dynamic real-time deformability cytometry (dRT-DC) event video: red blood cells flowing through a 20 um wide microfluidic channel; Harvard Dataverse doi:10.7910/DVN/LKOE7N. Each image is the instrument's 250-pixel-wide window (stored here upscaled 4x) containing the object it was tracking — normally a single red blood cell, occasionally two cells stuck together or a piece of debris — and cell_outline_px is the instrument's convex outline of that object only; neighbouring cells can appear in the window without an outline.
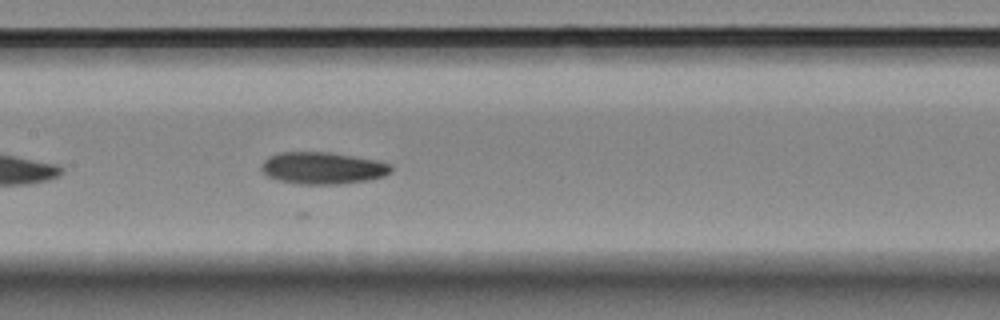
{"species": "Egyptian fruit bat (a non-hibernating species)", "species_latin": "Rousettus aegyptiacus", "temperature_condition": "room temperature", "stored_images_in_passage": 20, "camera_frame_rate_fps": 3000, "um_per_image_px": 0.085, "animal": {"sex": "female"}, "frame": {"image": 1, "passage_image": 11, "time_ms": 3.333, "image_size_px": [1000, 320], "cell_outline_px": [[392, 172], [384, 176], [368, 180], [340, 184], [300, 184], [276, 180], [268, 176], [260, 168], [264, 160], [268, 156], [276, 152], [332, 152], [376, 160], [392, 164]], "centroid_in_image_um": [27.43, 14.28], "position_along_channel_um": 180.0, "area_um2": 24.39}}
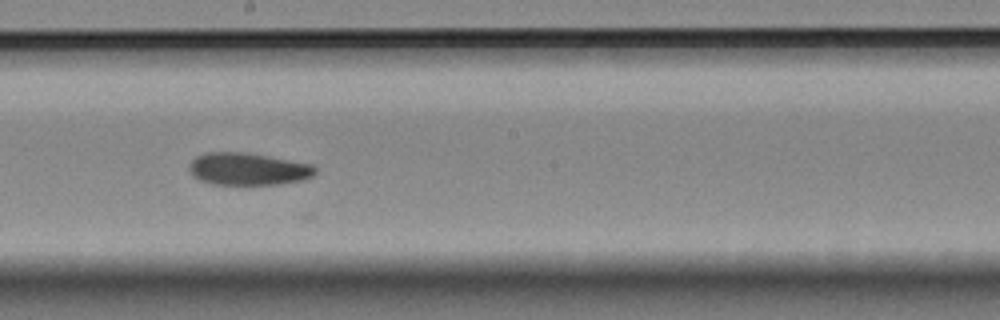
{"frame": {"image": 2, "passage_image": 15, "time_ms": 4.667, "image_size_px": [1000, 320], "cell_outline_px": [[316, 172], [312, 176], [300, 180], [276, 184], [212, 184], [200, 180], [192, 176], [188, 168], [192, 160], [196, 156], [208, 152], [240, 152], [312, 164], [316, 168]], "centroid_in_image_um": [21.03, 14.37], "position_along_channel_um": 227.2, "area_um2": 23.35}}
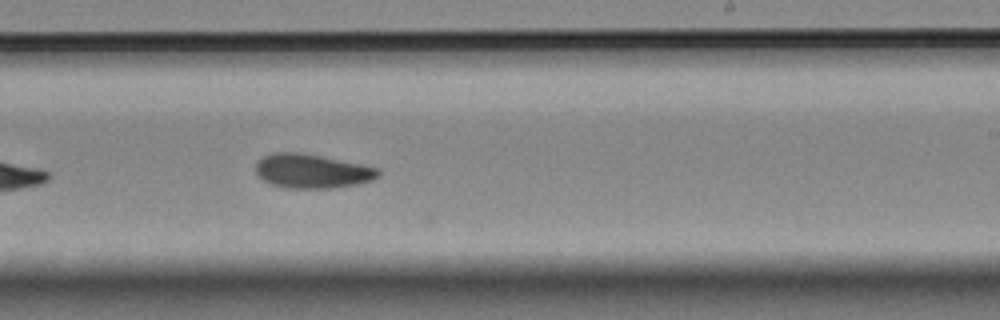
{"frame": {"image": 3, "passage_image": 18, "time_ms": 5.667, "image_size_px": [1000, 320], "cell_outline_px": [[380, 176], [372, 180], [356, 184], [332, 188], [284, 188], [272, 184], [264, 180], [256, 172], [256, 164], [264, 156], [272, 152], [296, 152], [320, 156], [360, 164], [376, 168], [380, 172]], "centroid_in_image_um": [26.51, 14.55], "position_along_channel_um": 262.5, "area_um2": 24.04}}